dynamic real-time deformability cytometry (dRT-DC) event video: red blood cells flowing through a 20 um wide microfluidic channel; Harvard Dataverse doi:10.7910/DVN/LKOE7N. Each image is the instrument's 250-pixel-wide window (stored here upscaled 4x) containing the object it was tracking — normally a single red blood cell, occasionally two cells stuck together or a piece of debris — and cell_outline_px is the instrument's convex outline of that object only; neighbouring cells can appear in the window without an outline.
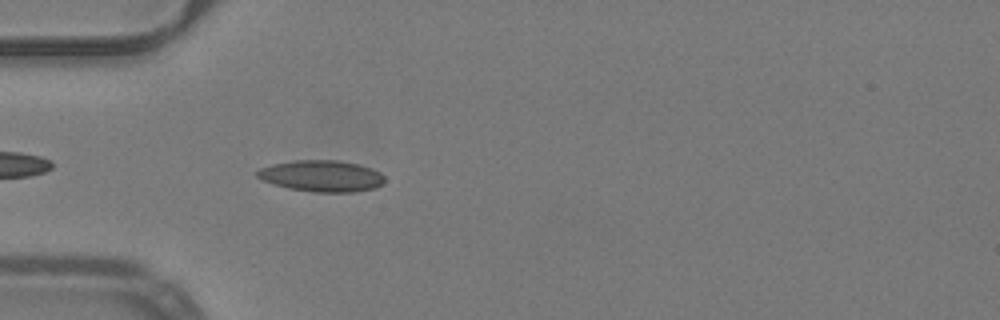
{"species": "common noctule bat (a hibernating species)", "species_latin": "Nyctalus noctula", "temperature_condition": "warm", "stored_images_in_passage": 9, "camera_frame_rate_fps": 3000, "um_per_image_px": 0.085, "animal": {"sex": "male", "body_mass_g": 19.2, "forearm_length_mm": 51.8}, "frame": {"image": 1, "passage_image": 3, "time_ms": 0.667, "image_size_px": [1000, 320], "cell_outline_px": [[384, 184], [376, 188], [352, 192], [312, 192], [288, 188], [272, 184], [256, 176], [256, 172], [260, 168], [272, 164], [296, 160], [340, 160], [360, 164], [372, 168], [380, 172], [384, 176]], "centroid_in_image_um": [27.37, 14.96], "position_along_channel_um": 57.6, "area_um2": 23.52}}
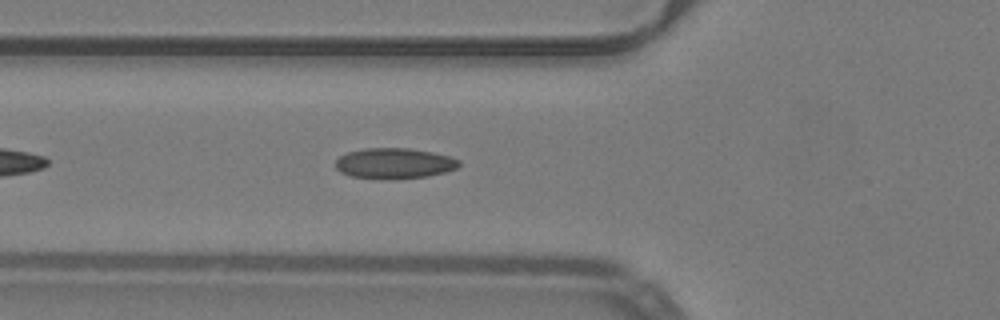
{"frame": {"image": 2, "passage_image": 6, "time_ms": 1.667, "image_size_px": [1000, 320], "cell_outline_px": [[460, 164], [456, 168], [444, 172], [428, 176], [392, 180], [352, 176], [340, 172], [336, 168], [336, 160], [340, 156], [348, 152], [364, 148], [408, 148], [432, 152], [448, 156], [460, 160]], "centroid_in_image_um": [33.51, 13.89], "position_along_channel_um": 92.3, "area_um2": 22.02}}